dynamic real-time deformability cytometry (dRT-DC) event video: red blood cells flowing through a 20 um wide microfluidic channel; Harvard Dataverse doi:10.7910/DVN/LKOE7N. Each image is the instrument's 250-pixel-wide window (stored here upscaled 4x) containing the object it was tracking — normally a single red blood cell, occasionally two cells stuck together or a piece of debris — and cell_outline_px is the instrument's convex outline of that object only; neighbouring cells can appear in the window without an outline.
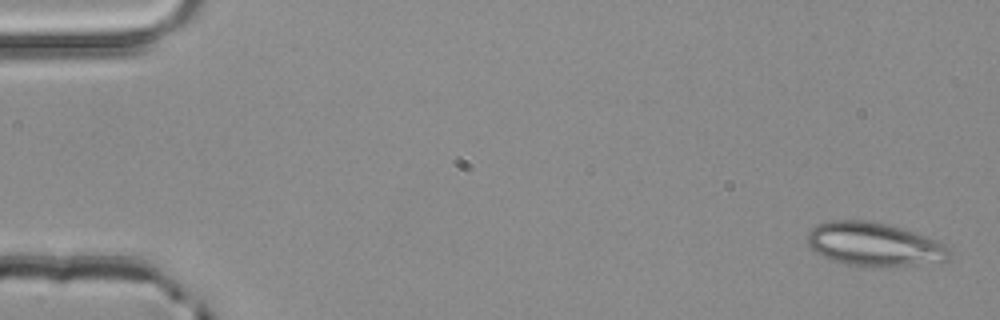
{"species": "common noctule bat (a hibernating species)", "species_latin": "Nyctalus noctula", "temperature_condition": "room temperature", "stored_images_in_passage": 3, "camera_frame_rate_fps": 3000, "um_per_image_px": 0.085, "animal": {"sex": "male", "body_mass_g": 20.4}, "frame": {"image": 1, "passage_image": 1, "time_ms": 0.0, "image_size_px": [1000, 320], "cell_outline_px": [[948, 260], [912, 264], [868, 268], [848, 264], [832, 260], [816, 252], [808, 244], [808, 232], [816, 224], [832, 220], [864, 220], [888, 224], [936, 240], [944, 244], [948, 248]], "centroid_in_image_um": [74.25, 20.76], "position_along_channel_um": 10.8, "area_um2": 35.6}}